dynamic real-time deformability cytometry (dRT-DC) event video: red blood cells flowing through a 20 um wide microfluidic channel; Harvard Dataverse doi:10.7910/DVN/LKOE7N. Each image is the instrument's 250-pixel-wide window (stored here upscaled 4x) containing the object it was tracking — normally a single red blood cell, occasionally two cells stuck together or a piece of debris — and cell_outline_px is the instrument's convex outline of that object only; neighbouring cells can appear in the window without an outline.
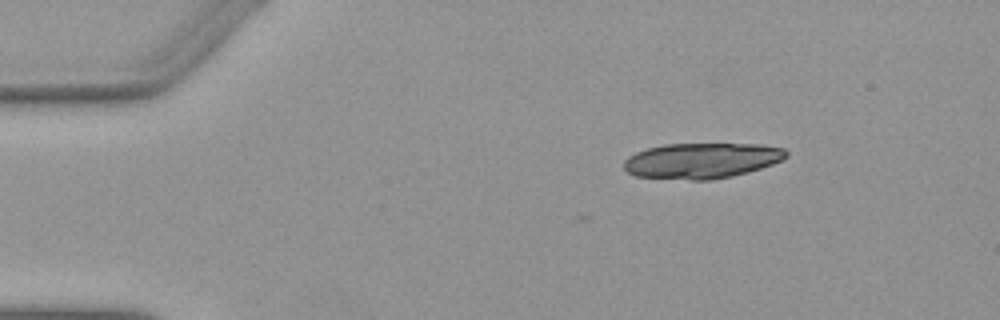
{"species": "Egyptian fruit bat (a non-hibernating species)", "species_latin": "Rousettus aegyptiacus", "temperature_condition": "warm", "stored_images_in_passage": 3, "camera_frame_rate_fps": 3000, "um_per_image_px": 0.085, "animal": {"sex": "female"}, "frame": {"image": 1, "passage_image": 1, "time_ms": 0.0, "image_size_px": [1000, 320], "cell_outline_px": [[788, 156], [784, 160], [748, 172], [732, 176], [712, 180], [692, 180], [636, 176], [628, 172], [624, 168], [624, 160], [628, 156], [636, 152], [648, 148], [664, 144], [760, 144], [784, 148], [788, 152]], "centroid_in_image_um": [59.67, 13.65], "position_along_channel_um": 25.3, "area_um2": 33.7}}